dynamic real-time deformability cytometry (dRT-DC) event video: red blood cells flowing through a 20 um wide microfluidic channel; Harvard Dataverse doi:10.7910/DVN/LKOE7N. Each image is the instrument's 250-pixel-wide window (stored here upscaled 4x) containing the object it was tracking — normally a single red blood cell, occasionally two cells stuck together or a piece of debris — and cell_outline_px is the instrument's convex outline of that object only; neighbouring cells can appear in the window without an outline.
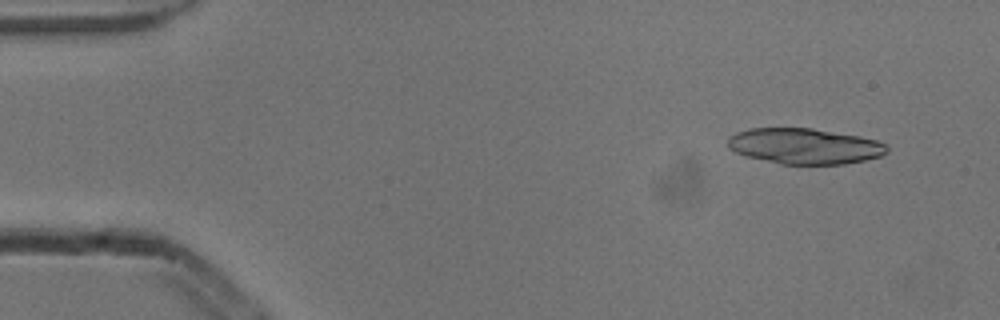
{"species": "common noctule bat (a hibernating species)", "species_latin": "Nyctalus noctula", "temperature_condition": "cold", "stored_images_in_passage": 6, "camera_frame_rate_fps": 3000, "um_per_image_px": 0.085, "animal": {"sex": "male", "body_mass_g": 13.3}, "frame": {"image": 1, "passage_image": 2, "time_ms": 0.333, "image_size_px": [1000, 320], "cell_outline_px": [[888, 152], [880, 156], [864, 160], [844, 164], [780, 164], [748, 156], [736, 152], [728, 148], [728, 136], [736, 132], [748, 128], [812, 128], [860, 136], [876, 140], [884, 144], [888, 148]], "centroid_in_image_um": [68.37, 12.41], "position_along_channel_um": 16.6, "area_um2": 33.06}}